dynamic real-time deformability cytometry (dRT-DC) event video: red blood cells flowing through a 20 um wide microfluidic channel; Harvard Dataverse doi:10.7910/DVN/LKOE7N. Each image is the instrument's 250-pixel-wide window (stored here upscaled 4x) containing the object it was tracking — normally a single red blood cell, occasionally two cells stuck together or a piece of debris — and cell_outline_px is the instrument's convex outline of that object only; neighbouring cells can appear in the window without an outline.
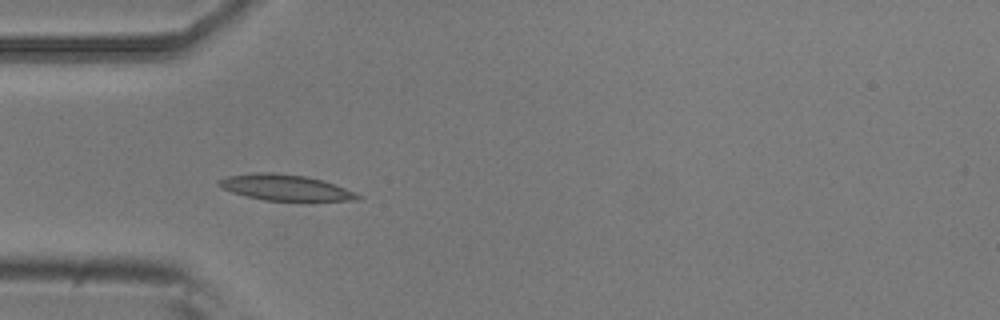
{"species": "common noctule bat (a hibernating species)", "species_latin": "Nyctalus noctula", "temperature_condition": "room temperature", "stored_images_in_passage": 5, "camera_frame_rate_fps": 3000, "um_per_image_px": 0.085, "animal": {"sex": "male", "body_mass_g": 20.5, "forearm_length_mm": 52.5}, "frame": {"image": 1, "passage_image": 4, "time_ms": 1.0, "image_size_px": [1000, 320], "cell_outline_px": [[364, 196], [360, 200], [264, 200], [232, 192], [216, 184], [220, 180], [228, 176], [252, 172], [276, 172], [304, 176], [320, 180], [356, 192]], "centroid_in_image_um": [24.25, 15.93], "position_along_channel_um": 60.7, "area_um2": 20.58}}